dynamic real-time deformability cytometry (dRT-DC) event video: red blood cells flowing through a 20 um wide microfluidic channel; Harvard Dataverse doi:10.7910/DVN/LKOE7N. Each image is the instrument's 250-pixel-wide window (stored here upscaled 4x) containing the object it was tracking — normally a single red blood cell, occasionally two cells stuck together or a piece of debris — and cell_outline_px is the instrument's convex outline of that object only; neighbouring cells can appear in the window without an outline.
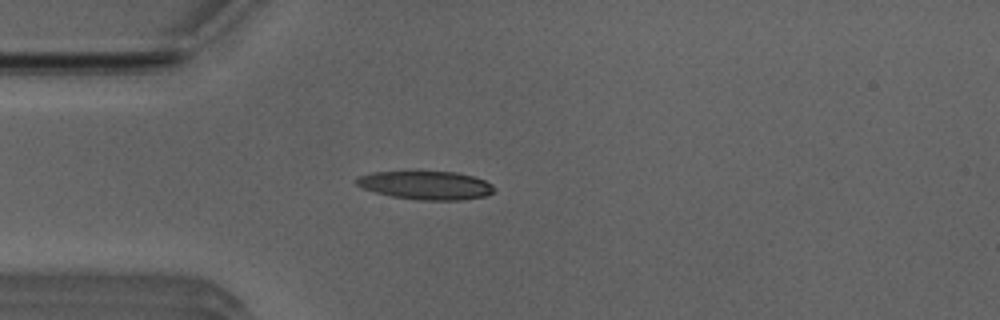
{"species": "Egyptian fruit bat (a non-hibernating species)", "species_latin": "Rousettus aegyptiacus", "temperature_condition": "room temperature", "stored_images_in_passage": 35, "camera_frame_rate_fps": 3000, "um_per_image_px": 0.085, "animal": {"sex": "male"}, "frame": {"image": 1, "passage_image": 7, "time_ms": 2.0, "image_size_px": [1000, 320], "cell_outline_px": [[496, 188], [488, 196], [464, 200], [416, 200], [392, 196], [376, 192], [364, 188], [356, 184], [356, 180], [360, 176], [372, 172], [456, 172], [472, 176], [484, 180], [492, 184]], "centroid_in_image_um": [36.26, 15.76], "position_along_channel_um": 48.7, "area_um2": 22.72}}
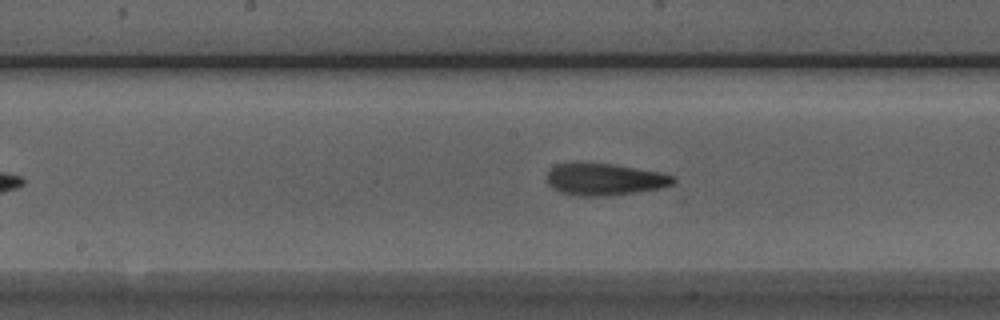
{"frame": {"image": 2, "passage_image": 19, "time_ms": 6.0, "image_size_px": [1000, 320], "cell_outline_px": [[676, 180], [672, 184], [660, 188], [608, 196], [576, 196], [560, 192], [548, 184], [548, 172], [556, 164], [612, 164], [664, 172], [672, 176]], "centroid_in_image_um": [51.43, 15.26], "position_along_channel_um": 196.8, "area_um2": 23.18}}
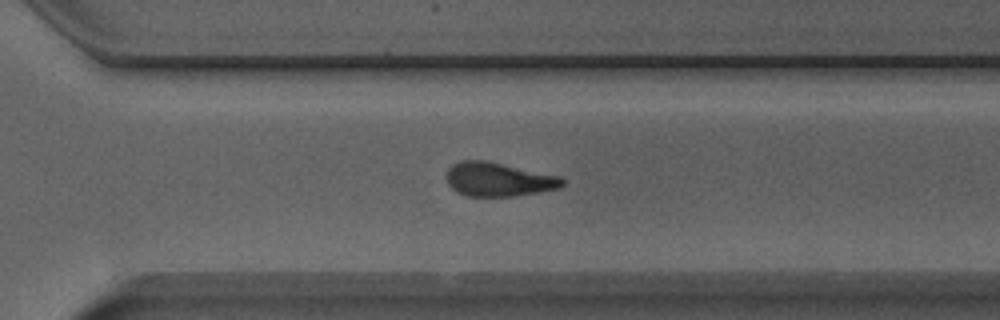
{"frame": {"image": 3, "passage_image": 29, "time_ms": 9.333, "image_size_px": [1000, 320], "cell_outline_px": [[564, 184], [560, 188], [512, 196], [464, 196], [456, 192], [448, 184], [448, 168], [452, 164], [460, 160], [484, 160], [560, 176], [564, 180]], "centroid_in_image_um": [42.35, 15.25], "position_along_channel_um": 328.3, "area_um2": 22.72}, "authors_computed_cell_mechanics": {"area_um2": 23.409, "velocity_mm_per_s": 3.9569, "shape_relaxation_time_tau1_ms": 5.428, "shape_relaxation_time_tau2_ms": 3.4062, "deformation_change_tau1": 0.1683, "deformation_change_tau2": 0.1241}}